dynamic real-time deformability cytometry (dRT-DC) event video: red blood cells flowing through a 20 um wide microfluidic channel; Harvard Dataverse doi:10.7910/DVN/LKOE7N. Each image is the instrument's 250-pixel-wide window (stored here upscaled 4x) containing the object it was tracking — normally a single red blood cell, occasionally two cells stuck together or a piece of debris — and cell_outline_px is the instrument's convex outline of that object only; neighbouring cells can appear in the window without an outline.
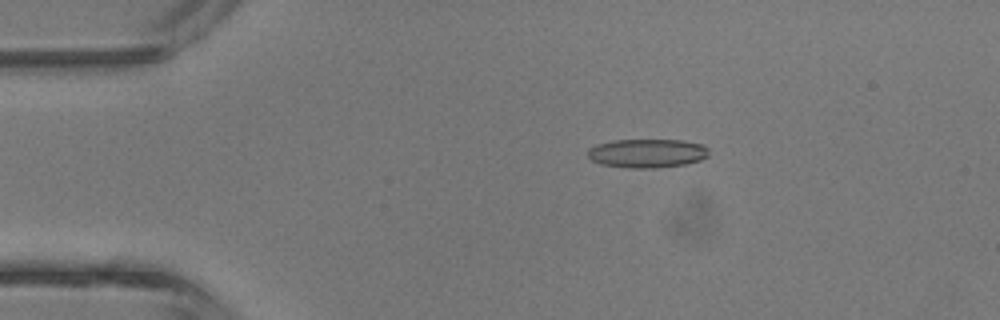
{"species": "common noctule bat (a hibernating species)", "species_latin": "Nyctalus noctula", "temperature_condition": "room temperature", "stored_images_in_passage": 2, "camera_frame_rate_fps": 3000, "um_per_image_px": 0.085, "animal": {"sex": "male", "body_mass_g": 13.3}, "frame": {"image": 1, "passage_image": 1, "time_ms": 0.0, "image_size_px": [1000, 320], "cell_outline_px": [[708, 156], [700, 160], [684, 164], [656, 168], [628, 168], [600, 164], [592, 160], [588, 156], [588, 148], [596, 144], [612, 140], [684, 140], [704, 144], [708, 148]], "centroid_in_image_um": [55.01, 13.02], "position_along_channel_um": 30.0, "area_um2": 20.52}}